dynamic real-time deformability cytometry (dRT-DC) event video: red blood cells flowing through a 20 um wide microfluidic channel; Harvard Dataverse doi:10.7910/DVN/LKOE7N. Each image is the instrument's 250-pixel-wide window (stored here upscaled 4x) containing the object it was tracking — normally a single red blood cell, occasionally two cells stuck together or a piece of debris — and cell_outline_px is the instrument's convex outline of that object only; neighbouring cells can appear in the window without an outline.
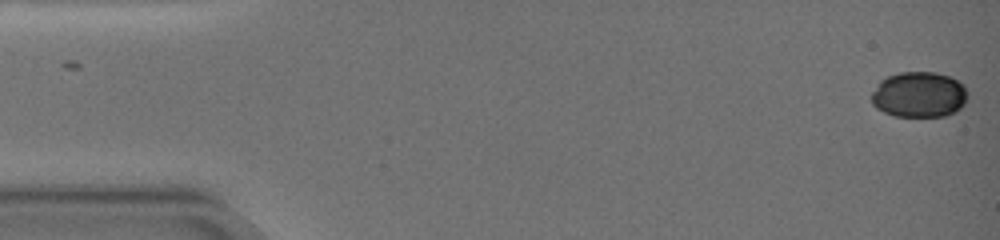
{"species": "common noctule bat (a hibernating species)", "species_latin": "Nyctalus noctula", "temperature_condition": "warm", "stored_images_in_passage": 26, "camera_frame_rate_fps": 3000, "um_per_image_px": 0.085, "animal": {"sex": "female", "body_mass_g": 19.0, "forearm_length_mm": 51.5}, "frame": {"image": 1, "passage_image": 1, "time_ms": 0.0, "image_size_px": [1000, 240], "cell_outline_px": [[968, 96], [964, 104], [956, 112], [944, 116], [892, 116], [876, 108], [872, 104], [872, 92], [880, 80], [888, 76], [900, 72], [936, 72], [948, 76], [964, 84], [968, 92]], "centroid_in_image_um": [78.13, 8.04], "position_along_channel_um": 6.9, "area_um2": 25.78}}
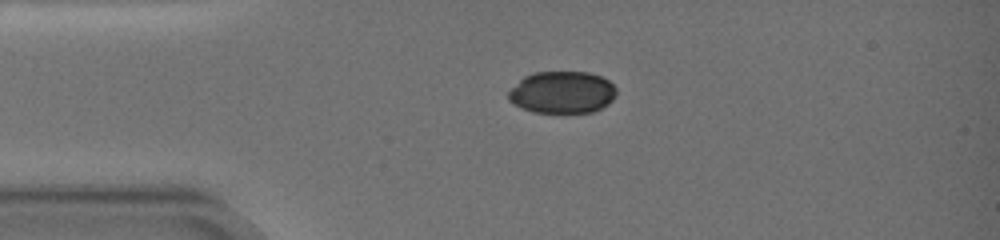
{"frame": {"image": 2, "passage_image": 13, "time_ms": 4.333, "image_size_px": [1000, 240], "cell_outline_px": [[616, 96], [608, 104], [592, 112], [532, 112], [520, 108], [508, 100], [508, 92], [524, 76], [532, 72], [588, 72], [600, 76], [608, 80], [616, 88]], "centroid_in_image_um": [47.77, 7.84], "position_along_channel_um": 37.2, "area_um2": 26.47}}